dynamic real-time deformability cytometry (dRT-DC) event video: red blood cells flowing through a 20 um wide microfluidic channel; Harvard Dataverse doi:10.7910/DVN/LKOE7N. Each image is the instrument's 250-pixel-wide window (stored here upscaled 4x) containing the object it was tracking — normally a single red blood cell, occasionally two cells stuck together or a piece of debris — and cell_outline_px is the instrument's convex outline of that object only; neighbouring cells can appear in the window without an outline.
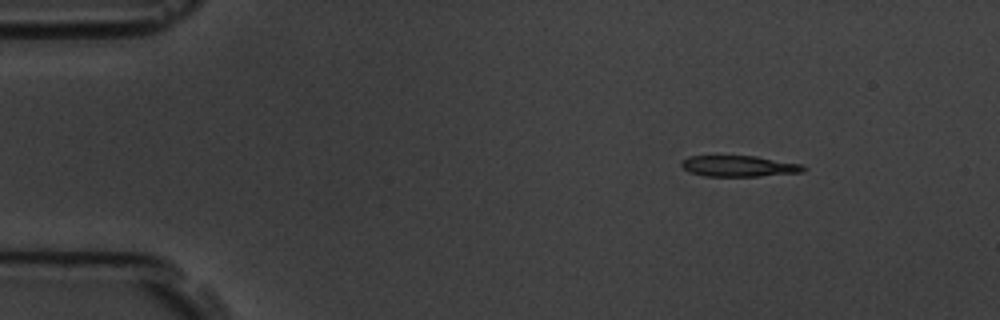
{"species": "common noctule bat (a hibernating species)", "species_latin": "Nyctalus noctula", "temperature_condition": "room temperature", "stored_images_in_passage": 3, "camera_frame_rate_fps": 3000, "um_per_image_px": 0.085, "animal": {"sex": "male", "body_mass_g": 19.5, "forearm_length_mm": 54.6}, "frame": {"image": 1, "passage_image": 1, "time_ms": 0.0, "image_size_px": [1000, 320], "cell_outline_px": [[808, 168], [804, 172], [760, 176], [704, 176], [688, 172], [680, 164], [688, 156], [756, 156], [800, 164]], "centroid_in_image_um": [62.82, 14.12], "position_along_channel_um": 22.2, "area_um2": 14.91}}
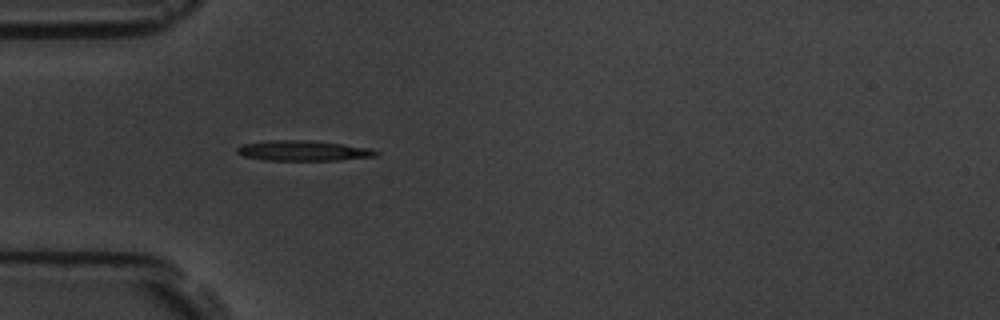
{"frame": {"image": 2, "passage_image": 3, "time_ms": 3.0, "image_size_px": [1000, 320], "cell_outline_px": [[380, 152], [376, 156], [340, 160], [264, 160], [244, 156], [236, 152], [236, 148], [244, 144], [268, 140], [312, 140], [344, 144], [372, 148]], "centroid_in_image_um": [25.81, 12.8], "position_along_channel_um": 59.2, "area_um2": 16.53}}